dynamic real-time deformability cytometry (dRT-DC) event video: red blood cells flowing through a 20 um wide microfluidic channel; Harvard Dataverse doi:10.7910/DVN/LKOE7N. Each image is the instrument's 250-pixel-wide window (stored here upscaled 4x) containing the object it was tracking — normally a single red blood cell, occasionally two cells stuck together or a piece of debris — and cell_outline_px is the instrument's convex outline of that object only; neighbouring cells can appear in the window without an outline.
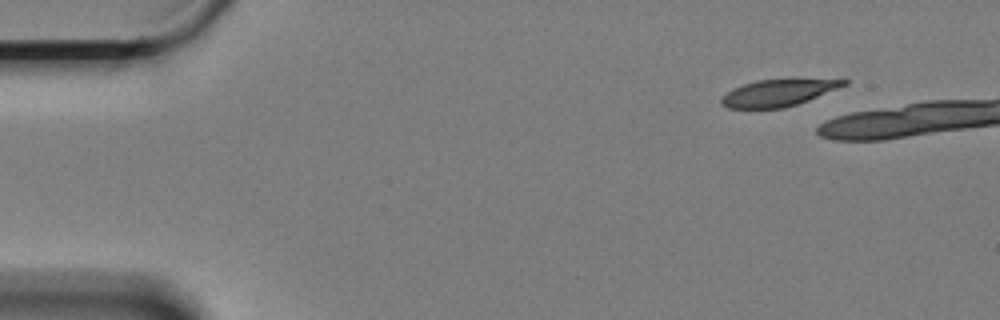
{"species": "Egyptian fruit bat (a non-hibernating species)", "species_latin": "Rousettus aegyptiacus", "temperature_condition": "cold", "stored_images_in_passage": 16, "camera_frame_rate_fps": 3000, "um_per_image_px": 0.085, "animal": {"sex": "female"}, "frame": {"image": 1, "passage_image": 1, "time_ms": 0.0, "image_size_px": [1000, 320], "cell_outline_px": [[848, 84], [808, 100], [784, 108], [728, 108], [720, 104], [720, 96], [744, 84], [756, 80], [848, 80]], "centroid_in_image_um": [66.08, 7.91], "position_along_channel_um": 18.9, "area_um2": 18.55}}
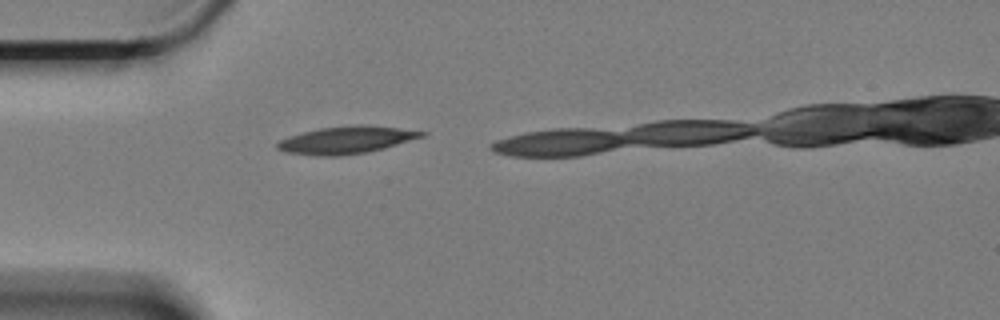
{"frame": {"image": 2, "passage_image": 12, "time_ms": 3.667, "image_size_px": [1000, 320], "cell_outline_px": [[428, 132], [424, 136], [384, 148], [364, 152], [340, 156], [316, 156], [284, 152], [276, 148], [276, 144], [280, 140], [288, 136], [320, 128], [356, 124], [360, 124], [396, 128]], "centroid_in_image_um": [29.39, 11.9], "position_along_channel_um": 55.6, "area_um2": 22.83}}